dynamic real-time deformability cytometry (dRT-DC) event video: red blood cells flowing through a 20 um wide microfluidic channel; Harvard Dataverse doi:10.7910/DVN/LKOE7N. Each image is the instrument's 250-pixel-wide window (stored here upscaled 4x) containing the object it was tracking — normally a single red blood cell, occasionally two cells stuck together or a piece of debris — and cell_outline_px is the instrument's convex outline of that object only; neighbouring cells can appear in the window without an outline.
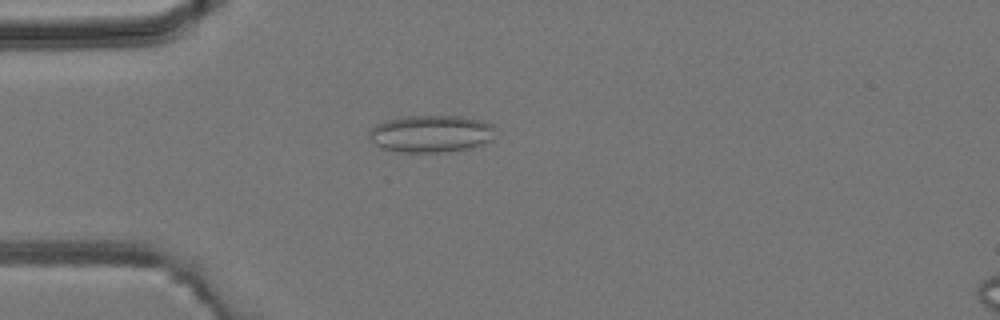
{"species": "common noctule bat (a hibernating species)", "species_latin": "Nyctalus noctula", "temperature_condition": "room temperature", "stored_images_in_passage": 4, "camera_frame_rate_fps": 3000, "um_per_image_px": 0.085, "animal": {"sex": "male", "body_mass_g": 19.2, "forearm_length_mm": 51.8}, "frame": {"image": 1, "passage_image": 4, "time_ms": 3.333, "image_size_px": [1000, 320], "cell_outline_px": [[492, 140], [484, 144], [468, 148], [448, 152], [396, 152], [384, 148], [376, 144], [372, 140], [368, 132], [376, 124], [388, 120], [404, 116], [464, 116], [480, 120], [492, 124]], "centroid_in_image_um": [36.64, 11.37], "position_along_channel_um": 48.4, "area_um2": 27.22}}